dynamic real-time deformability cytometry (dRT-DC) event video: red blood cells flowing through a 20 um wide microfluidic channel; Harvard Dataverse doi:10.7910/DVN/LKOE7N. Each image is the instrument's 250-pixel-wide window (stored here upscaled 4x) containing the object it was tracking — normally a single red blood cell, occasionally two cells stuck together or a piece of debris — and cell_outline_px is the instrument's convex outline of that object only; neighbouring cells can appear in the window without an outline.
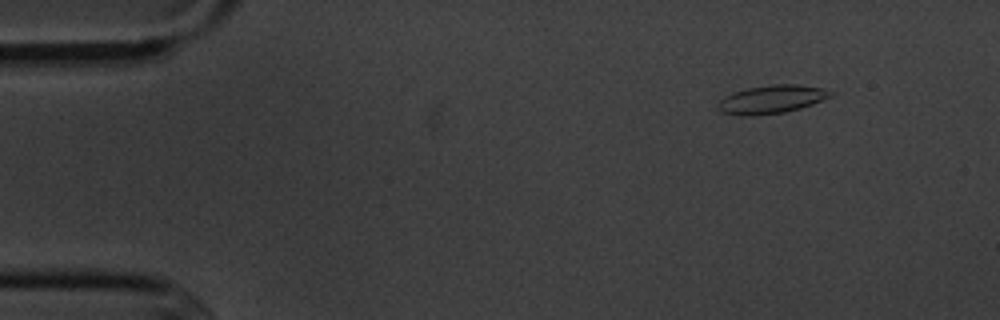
{"species": "common noctule bat (a hibernating species)", "species_latin": "Nyctalus noctula", "temperature_condition": "cold", "stored_images_in_passage": 4, "camera_frame_rate_fps": 3000, "um_per_image_px": 0.085, "animal": {"sex": "male", "body_mass_g": 20.1, "forearm_length_mm": 53.5}, "frame": {"image": 1, "passage_image": 2, "time_ms": 1.0, "image_size_px": [1000, 320], "cell_outline_px": [[836, 92], [832, 96], [824, 100], [800, 108], [784, 112], [752, 116], [744, 116], [720, 112], [716, 104], [724, 96], [732, 92], [748, 88], [772, 84], [796, 84], [820, 88]], "centroid_in_image_um": [65.57, 8.44], "position_along_channel_um": 19.4, "area_um2": 18.67}}